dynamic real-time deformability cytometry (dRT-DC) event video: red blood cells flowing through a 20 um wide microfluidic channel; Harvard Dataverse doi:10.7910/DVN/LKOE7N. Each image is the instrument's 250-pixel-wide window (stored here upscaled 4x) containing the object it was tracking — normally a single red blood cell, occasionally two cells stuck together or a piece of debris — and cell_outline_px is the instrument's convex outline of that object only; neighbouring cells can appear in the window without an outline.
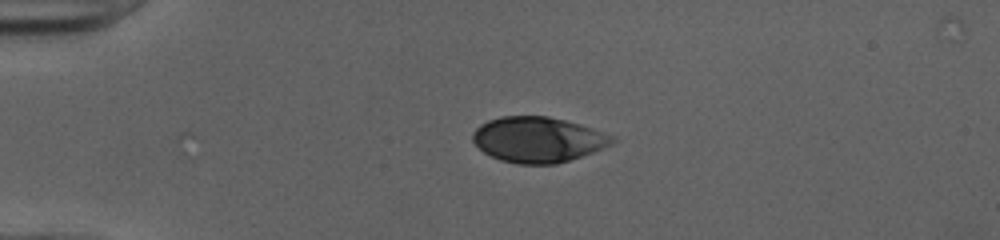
{"species": "human", "species_latin": "Homo sapiens", "temperature_condition": "cold", "stored_images_in_passage": 40, "camera_frame_rate_fps": 3000, "um_per_image_px": 0.085, "donor": {"sex": "female"}, "frame": {"image": 1, "passage_image": 1, "time_ms": 0.0, "image_size_px": [1000, 240], "cell_outline_px": [[616, 140], [612, 144], [592, 152], [556, 164], [516, 164], [500, 160], [484, 152], [472, 140], [472, 132], [480, 124], [488, 120], [500, 116], [548, 116], [580, 124], [592, 128], [612, 136]], "centroid_in_image_um": [45.69, 11.86], "position_along_channel_um": 39.3, "area_um2": 36.76}}
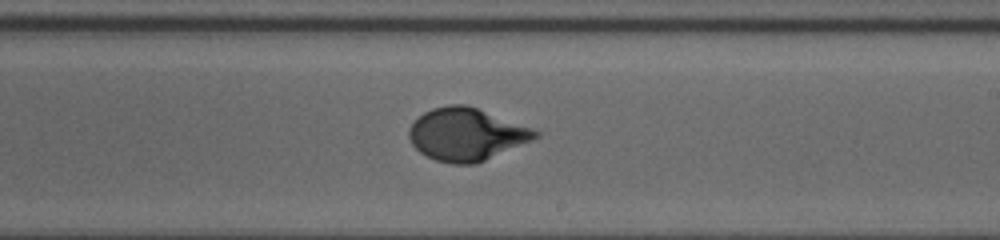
{"frame": {"image": 2, "passage_image": 20, "time_ms": 6.333, "image_size_px": [1000, 240], "cell_outline_px": [[540, 136], [532, 140], [476, 164], [452, 164], [436, 160], [420, 152], [412, 144], [408, 136], [408, 128], [424, 112], [432, 108], [448, 104], [464, 104], [476, 108], [532, 128], [540, 132]], "centroid_in_image_um": [39.62, 11.42], "position_along_channel_um": 249.4, "area_um2": 38.32}}
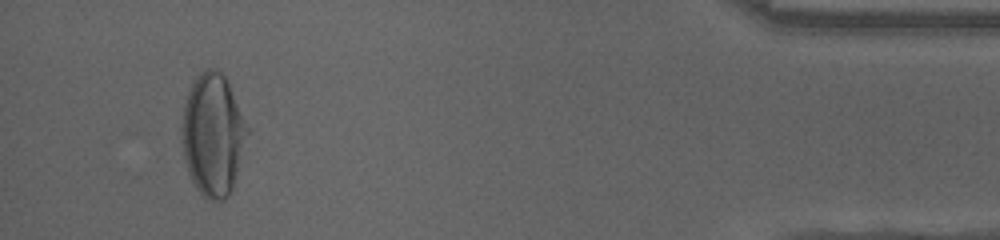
{"frame": {"image": 3, "passage_image": 37, "time_ms": 12.0, "image_size_px": [1000, 240], "cell_outline_px": [[248, 132], [232, 188], [228, 196], [224, 200], [216, 204], [208, 200], [196, 188], [188, 172], [184, 160], [180, 128], [184, 104], [188, 92], [196, 76], [204, 68], [216, 68], [224, 76], [228, 84], [248, 128]], "centroid_in_image_um": [18.05, 11.48], "position_along_channel_um": 417.1, "area_um2": 46.41}, "authors_computed_cell_mechanics": {"area_um2": 38.3792, "velocity_mm_per_s": 4.0025, "shape_relaxation_time_tau1_ms": 3.4458, "shape_relaxation_time_tau2_ms": null, "deformation_change_tau1": 0.1847, "deformation_change_tau2": null}}